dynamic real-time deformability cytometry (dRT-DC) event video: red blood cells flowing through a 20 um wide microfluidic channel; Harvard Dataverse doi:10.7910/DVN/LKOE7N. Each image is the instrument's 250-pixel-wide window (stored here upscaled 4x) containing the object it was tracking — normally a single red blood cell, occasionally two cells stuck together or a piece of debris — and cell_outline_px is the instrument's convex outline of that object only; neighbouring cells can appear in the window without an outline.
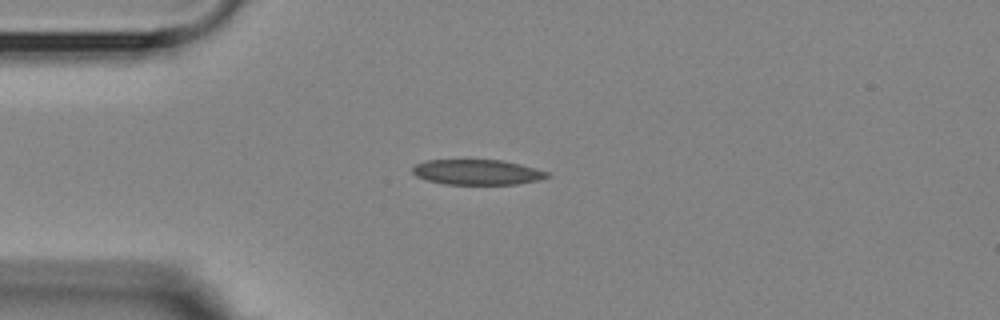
{"species": "Egyptian fruit bat (a non-hibernating species)", "species_latin": "Rousettus aegyptiacus", "temperature_condition": "room temperature", "stored_images_in_passage": 4, "camera_frame_rate_fps": 3000, "um_per_image_px": 0.085, "animal": {"sex": "female"}, "frame": {"image": 1, "passage_image": 3, "time_ms": 2.333, "image_size_px": [1000, 320], "cell_outline_px": [[552, 176], [540, 180], [516, 184], [444, 184], [428, 180], [416, 176], [412, 172], [412, 168], [416, 164], [424, 160], [500, 160], [520, 164], [548, 172]], "centroid_in_image_um": [40.57, 14.63], "position_along_channel_um": 44.4, "area_um2": 19.77}}